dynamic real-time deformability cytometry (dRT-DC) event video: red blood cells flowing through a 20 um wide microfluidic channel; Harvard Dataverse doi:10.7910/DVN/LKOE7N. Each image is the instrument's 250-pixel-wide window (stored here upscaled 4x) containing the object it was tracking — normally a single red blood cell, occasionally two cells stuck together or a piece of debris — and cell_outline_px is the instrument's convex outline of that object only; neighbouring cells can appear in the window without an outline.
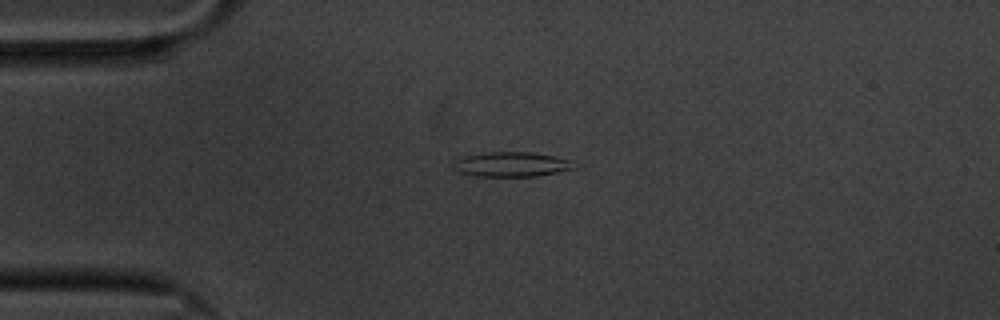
{"species": "common noctule bat (a hibernating species)", "species_latin": "Nyctalus noctula", "temperature_condition": "cold", "stored_images_in_passage": 47, "camera_frame_rate_fps": 3000, "um_per_image_px": 0.085, "animal": {"sex": "male", "body_mass_g": 20.1, "forearm_length_mm": 53.5}, "frame": {"image": 1, "passage_image": 1, "time_ms": 0.0, "image_size_px": [1000, 320], "cell_outline_px": [[576, 168], [536, 176], [476, 176], [460, 172], [452, 168], [464, 156], [492, 152], [532, 152], [552, 156], [568, 160]], "centroid_in_image_um": [43.48, 13.97], "position_along_channel_um": 41.5, "area_um2": 16.82}}
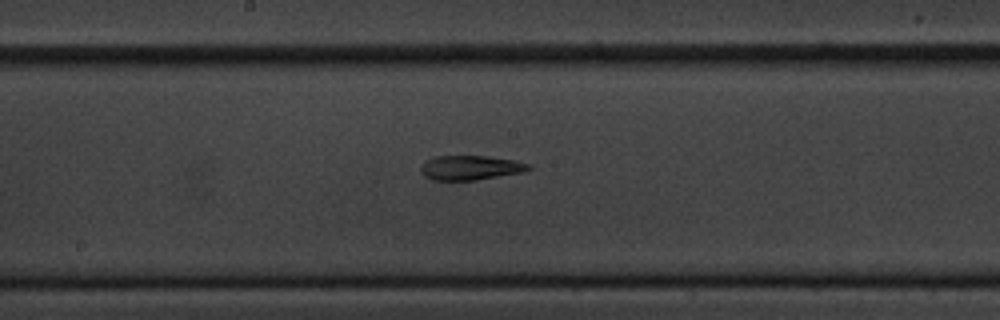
{"frame": {"image": 2, "passage_image": 18, "time_ms": 5.667, "image_size_px": [1000, 320], "cell_outline_px": [[532, 168], [520, 172], [476, 180], [432, 180], [424, 176], [420, 172], [420, 168], [424, 160], [436, 156], [488, 156], [512, 160], [532, 164]], "centroid_in_image_um": [39.93, 14.25], "position_along_channel_um": 208.3, "area_um2": 15.37}}
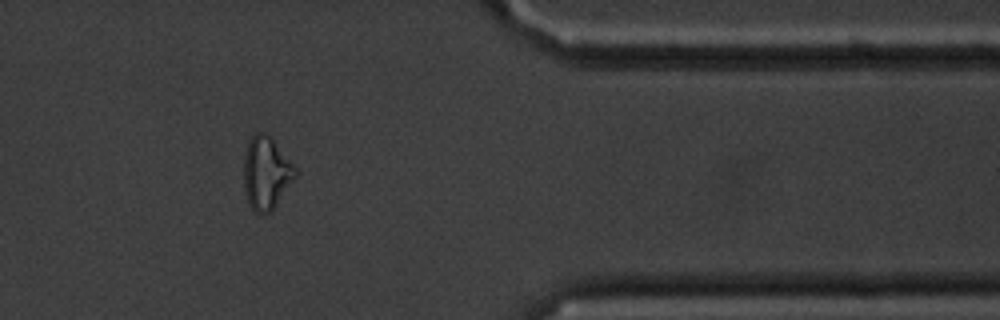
{"frame": {"image": 3, "passage_image": 36, "time_ms": 11.667, "image_size_px": [1000, 320], "cell_outline_px": [[296, 176], [272, 212], [252, 212], [248, 204], [244, 192], [244, 152], [248, 140], [256, 132], [264, 132], [272, 140], [296, 168]], "centroid_in_image_um": [22.59, 14.74], "position_along_channel_um": 388.8, "area_um2": 21.73}, "authors_computed_cell_mechanics": {"area_um2": 15.9528, "velocity_mm_per_s": 3.3397, "shape_relaxation_time_tau1_ms": null, "shape_relaxation_time_tau2_ms": 5.1471, "deformation_change_tau1": null, "deformation_change_tau2": 0.1648}}